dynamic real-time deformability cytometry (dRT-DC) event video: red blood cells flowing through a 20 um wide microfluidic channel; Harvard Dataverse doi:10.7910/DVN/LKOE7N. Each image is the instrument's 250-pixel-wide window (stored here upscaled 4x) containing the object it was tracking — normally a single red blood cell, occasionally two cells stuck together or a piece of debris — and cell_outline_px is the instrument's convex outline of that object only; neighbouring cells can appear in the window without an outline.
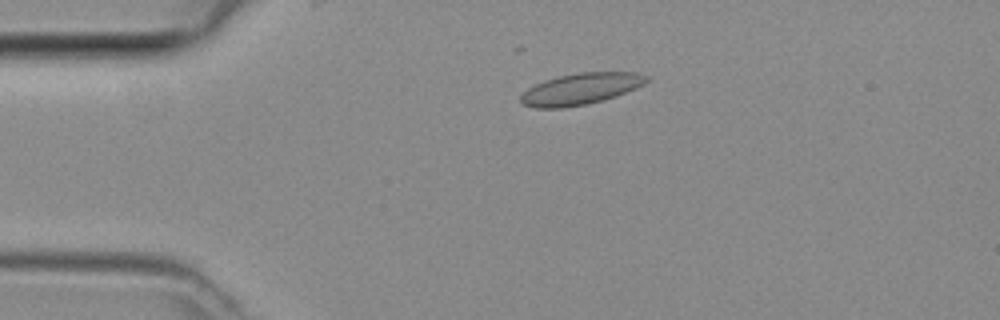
{"species": "common noctule bat (a hibernating species)", "species_latin": "Nyctalus noctula", "temperature_condition": "room temperature", "stored_images_in_passage": 38, "camera_frame_rate_fps": 3000, "um_per_image_px": 0.085, "animal": {"sex": "female", "body_mass_g": 29.2, "forearm_length_mm": 56.3}, "frame": {"image": 1, "passage_image": 7, "time_ms": 2.0, "image_size_px": [1000, 320], "cell_outline_px": [[648, 80], [644, 84], [636, 88], [616, 96], [604, 100], [588, 104], [564, 108], [536, 108], [520, 104], [520, 96], [528, 88], [544, 80], [560, 76], [580, 72], [636, 72], [648, 76]], "centroid_in_image_um": [49.35, 7.57], "position_along_channel_um": 35.7, "area_um2": 23.12}}
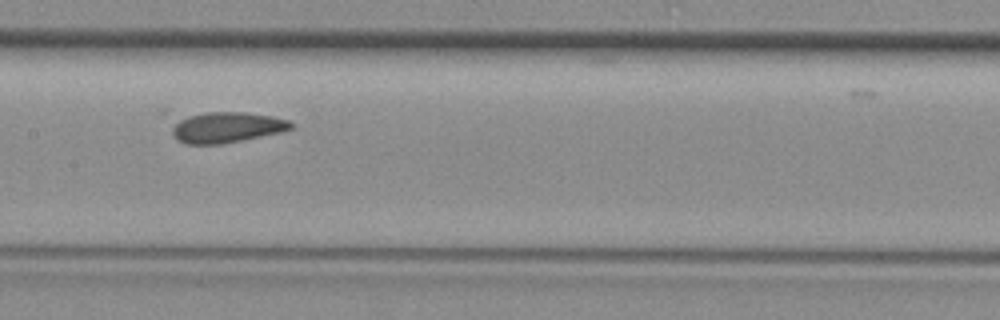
{"frame": {"image": 2, "passage_image": 20, "time_ms": 6.333, "image_size_px": [1000, 320], "cell_outline_px": [[292, 128], [280, 132], [220, 144], [184, 144], [176, 140], [172, 132], [172, 120], [188, 116], [208, 112], [244, 112], [272, 116], [288, 120], [292, 124]], "centroid_in_image_um": [19.18, 10.82], "position_along_channel_um": 188.2, "area_um2": 21.21}}
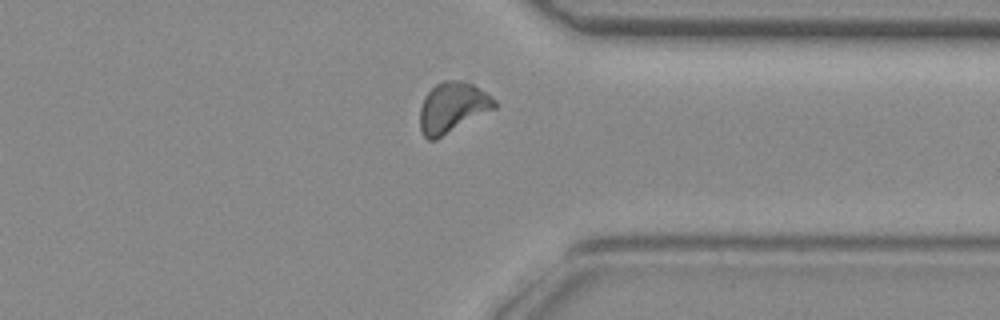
{"frame": {"image": 3, "passage_image": 33, "time_ms": 10.667, "image_size_px": [1000, 320], "cell_outline_px": [[496, 108], [436, 140], [428, 140], [424, 136], [420, 128], [420, 108], [424, 96], [436, 84], [444, 80], [464, 80], [480, 88], [492, 96], [496, 100]], "centroid_in_image_um": [38.47, 9.13], "position_along_channel_um": 372.9, "area_um2": 22.08}}